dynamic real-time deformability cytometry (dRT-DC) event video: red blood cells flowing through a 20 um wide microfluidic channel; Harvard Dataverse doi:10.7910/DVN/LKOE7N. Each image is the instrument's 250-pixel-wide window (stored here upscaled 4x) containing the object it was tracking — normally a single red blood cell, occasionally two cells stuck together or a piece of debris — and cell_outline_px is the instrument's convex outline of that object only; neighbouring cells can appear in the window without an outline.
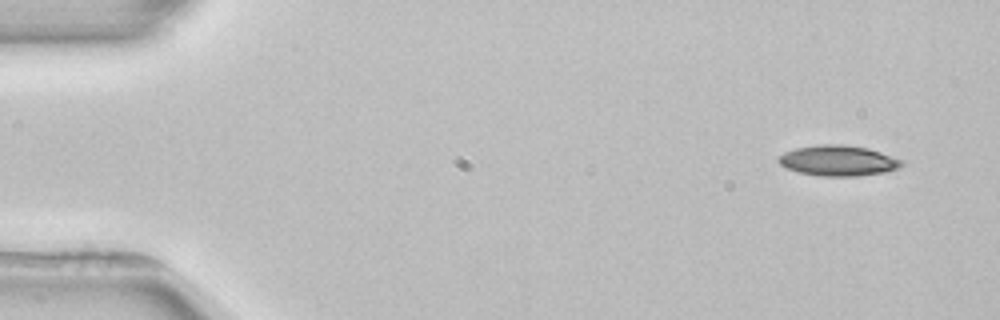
{"species": "common noctule bat (a hibernating species)", "species_latin": "Nyctalus noctula", "temperature_condition": "room temperature", "stored_images_in_passage": 4, "camera_frame_rate_fps": 3000, "um_per_image_px": 0.085, "animal": {"sex": "female", "body_mass_g": 22.7, "forearm_length_mm": 54.2}, "frame": {"image": 1, "passage_image": 1, "time_ms": 0.0, "image_size_px": [1000, 320], "cell_outline_px": [[900, 164], [896, 168], [884, 172], [856, 176], [820, 176], [800, 172], [784, 168], [776, 160], [784, 152], [796, 148], [820, 144], [844, 144], [868, 148], [892, 156], [900, 160]], "centroid_in_image_um": [71.17, 13.64], "position_along_channel_um": 13.8, "area_um2": 21.68}}
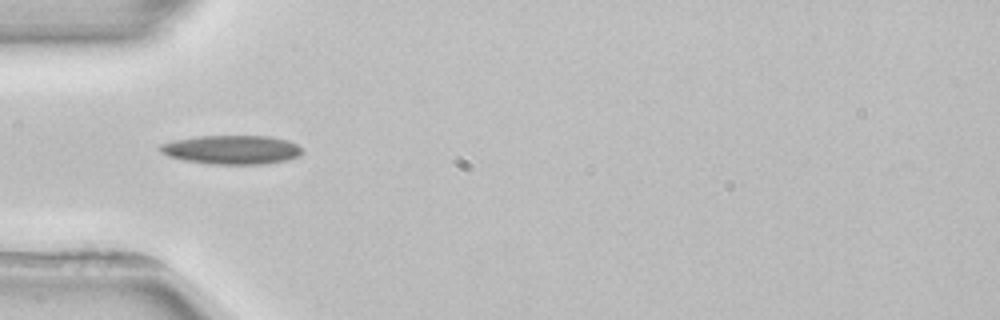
{"frame": {"image": 2, "passage_image": 3, "time_ms": 4.333, "image_size_px": [1000, 320], "cell_outline_px": [[304, 152], [300, 156], [288, 160], [268, 164], [212, 164], [184, 160], [168, 156], [160, 152], [156, 148], [160, 144], [176, 140], [200, 136], [268, 136], [288, 140], [296, 144]], "centroid_in_image_um": [19.71, 12.73], "position_along_channel_um": 65.3, "area_um2": 24.1}}